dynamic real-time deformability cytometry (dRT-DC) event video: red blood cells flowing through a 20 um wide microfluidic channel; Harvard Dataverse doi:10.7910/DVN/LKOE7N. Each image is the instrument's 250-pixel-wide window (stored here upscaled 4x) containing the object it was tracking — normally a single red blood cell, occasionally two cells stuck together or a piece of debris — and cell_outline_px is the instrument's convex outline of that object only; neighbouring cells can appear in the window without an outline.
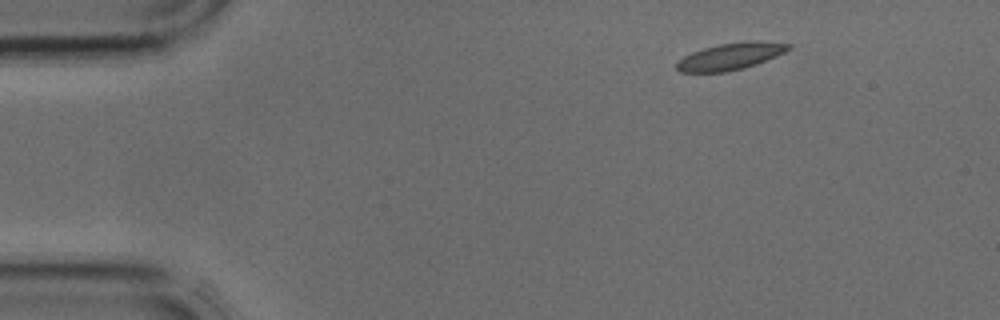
{"species": "common noctule bat (a hibernating species)", "species_latin": "Nyctalus noctula", "temperature_condition": "cold", "stored_images_in_passage": 3, "camera_frame_rate_fps": 3000, "um_per_image_px": 0.085, "animal": {"sex": "male", "body_mass_g": 17.9, "forearm_length_mm": 54.2}, "frame": {"image": 1, "passage_image": 1, "time_ms": 0.0, "image_size_px": [1000, 320], "cell_outline_px": [[792, 48], [776, 56], [756, 64], [744, 68], [724, 72], [680, 72], [676, 68], [676, 64], [684, 56], [692, 52], [704, 48], [720, 44], [756, 40], [792, 44]], "centroid_in_image_um": [62.12, 4.79], "position_along_channel_um": 22.9, "area_um2": 17.34}}
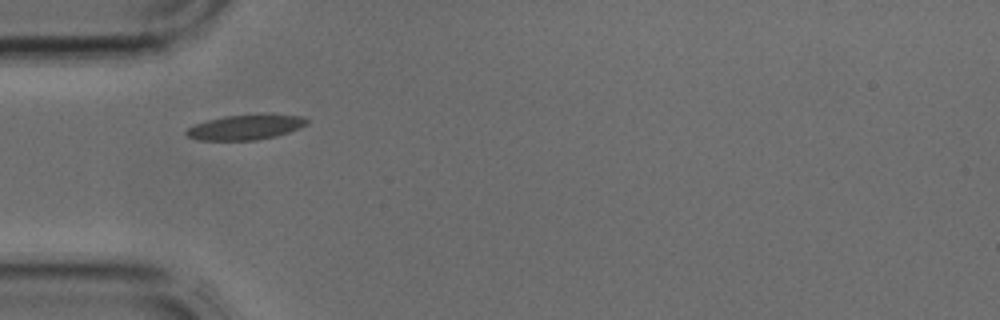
{"frame": {"image": 2, "passage_image": 3, "time_ms": 0.667, "image_size_px": [1000, 320], "cell_outline_px": [[308, 124], [300, 128], [276, 136], [256, 140], [196, 140], [188, 136], [184, 132], [188, 128], [196, 124], [208, 120], [224, 116], [300, 116], [308, 120]], "centroid_in_image_um": [20.82, 10.85], "position_along_channel_um": 64.2, "area_um2": 16.88}}